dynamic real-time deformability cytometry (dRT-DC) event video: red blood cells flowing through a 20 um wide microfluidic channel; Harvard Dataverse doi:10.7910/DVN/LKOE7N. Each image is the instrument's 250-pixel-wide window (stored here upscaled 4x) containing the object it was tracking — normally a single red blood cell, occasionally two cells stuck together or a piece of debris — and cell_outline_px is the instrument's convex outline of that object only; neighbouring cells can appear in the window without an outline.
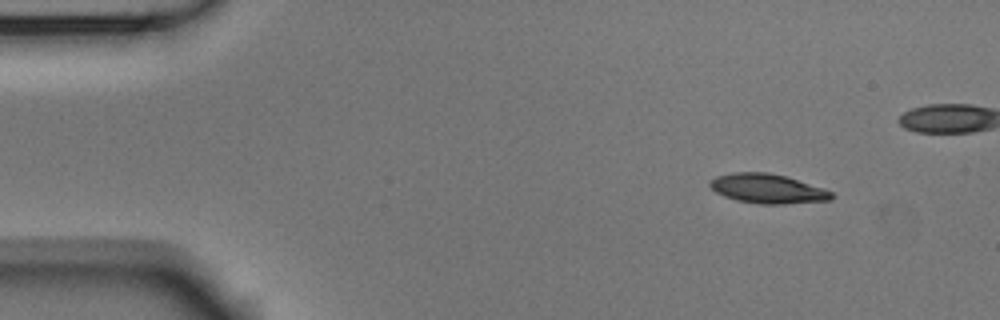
{"species": "Egyptian fruit bat (a non-hibernating species)", "species_latin": "Rousettus aegyptiacus", "temperature_condition": "room temperature", "stored_images_in_passage": 9, "camera_frame_rate_fps": 3000, "um_per_image_px": 0.085, "animal": {"sex": "male"}, "frame": {"image": 1, "passage_image": 1, "time_ms": 0.0, "image_size_px": [1000, 320], "cell_outline_px": [[836, 196], [832, 200], [784, 204], [760, 204], [736, 200], [724, 196], [716, 192], [708, 184], [708, 180], [716, 176], [732, 172], [768, 172], [788, 176], [824, 188], [832, 192]], "centroid_in_image_um": [65.26, 16.03], "position_along_channel_um": 19.7, "area_um2": 21.21}}
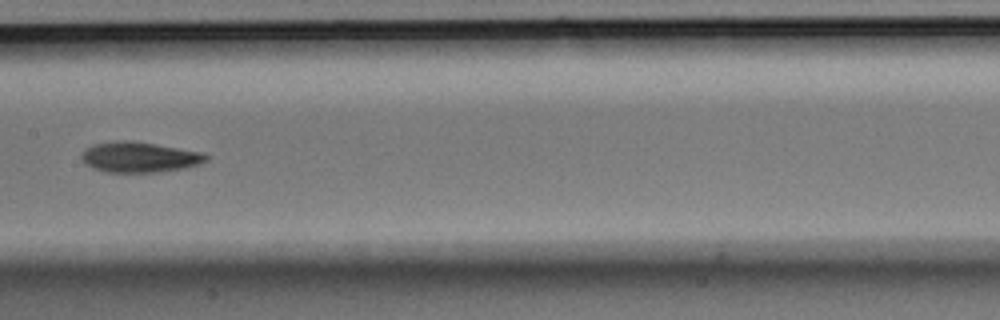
{"frame": {"image": 2, "passage_image": 7, "time_ms": 2.0, "image_size_px": [1000, 320], "cell_outline_px": [[212, 156], [208, 160], [200, 164], [188, 168], [160, 172], [108, 172], [92, 168], [84, 164], [80, 156], [84, 148], [96, 144], [120, 140], [132, 140], [204, 152]], "centroid_in_image_um": [11.9, 13.36], "position_along_channel_um": 195.5, "area_um2": 22.54}}
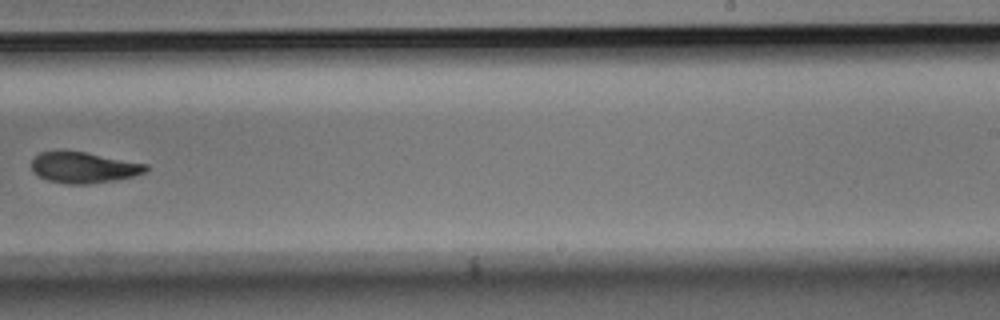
{"frame": {"image": 3, "passage_image": 9, "time_ms": 2.667, "image_size_px": [1000, 320], "cell_outline_px": [[148, 172], [116, 180], [88, 184], [68, 184], [48, 180], [32, 172], [32, 160], [40, 152], [84, 152], [148, 164]], "centroid_in_image_um": [7.15, 14.25], "position_along_channel_um": 281.9, "area_um2": 20.35}}